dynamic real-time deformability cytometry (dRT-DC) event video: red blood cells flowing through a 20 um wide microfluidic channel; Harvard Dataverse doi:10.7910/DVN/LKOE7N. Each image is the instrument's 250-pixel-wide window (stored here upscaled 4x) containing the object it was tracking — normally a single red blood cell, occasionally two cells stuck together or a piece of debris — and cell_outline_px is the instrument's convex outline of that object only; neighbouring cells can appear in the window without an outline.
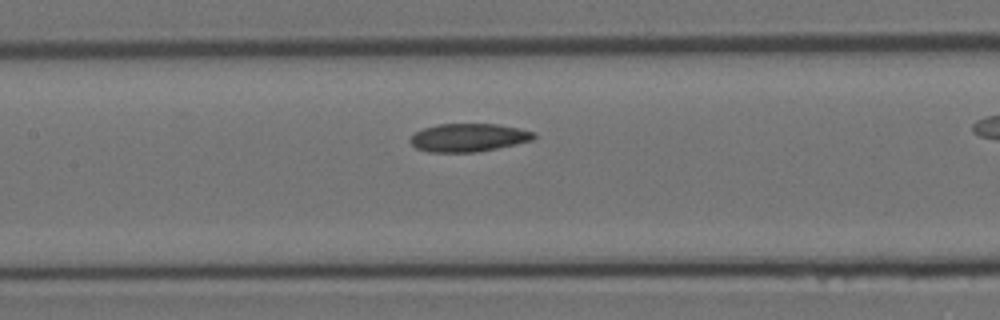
{"species": "Egyptian fruit bat (a non-hibernating species)", "species_latin": "Rousettus aegyptiacus", "temperature_condition": "room temperature", "stored_images_in_passage": 16, "camera_frame_rate_fps": 3000, "um_per_image_px": 0.085, "animal": {"sex": "female"}, "frame": {"image": 1, "passage_image": 7, "time_ms": 2.0, "image_size_px": [1000, 320], "cell_outline_px": [[536, 136], [532, 140], [516, 144], [476, 152], [428, 152], [416, 148], [408, 140], [416, 132], [424, 128], [440, 124], [496, 124], [536, 132]], "centroid_in_image_um": [39.81, 11.7], "position_along_channel_um": 167.6, "area_um2": 20.11}}
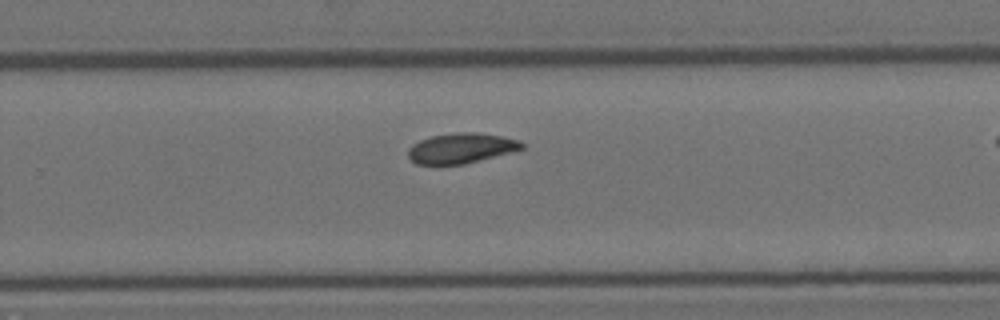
{"frame": {"image": 2, "passage_image": 12, "time_ms": 3.667, "image_size_px": [1000, 320], "cell_outline_px": [[524, 148], [512, 152], [464, 164], [416, 164], [408, 156], [408, 148], [412, 144], [420, 140], [432, 136], [456, 132], [476, 132], [504, 136], [520, 140], [524, 144]], "centroid_in_image_um": [39.22, 12.58], "position_along_channel_um": 290.6, "area_um2": 20.06}}
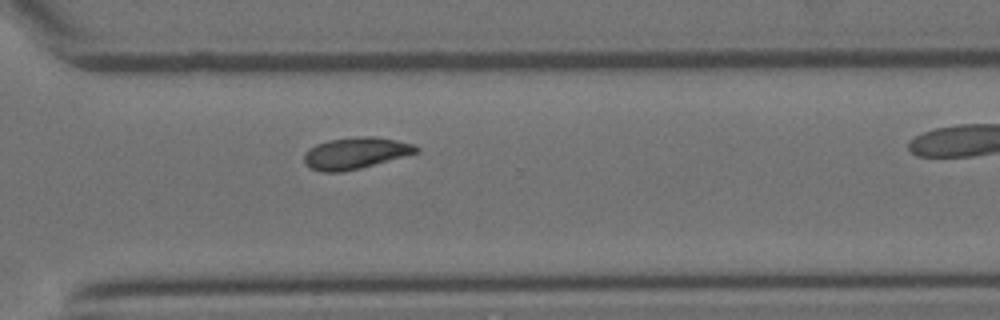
{"frame": {"image": 3, "passage_image": 14, "time_ms": 4.333, "image_size_px": [1000, 320], "cell_outline_px": [[420, 152], [360, 168], [340, 172], [320, 172], [308, 168], [304, 164], [304, 152], [308, 148], [316, 144], [328, 140], [360, 136], [372, 136], [396, 140], [412, 144], [420, 148]], "centroid_in_image_um": [30.17, 13.02], "position_along_channel_um": 340.4, "area_um2": 20.75}}